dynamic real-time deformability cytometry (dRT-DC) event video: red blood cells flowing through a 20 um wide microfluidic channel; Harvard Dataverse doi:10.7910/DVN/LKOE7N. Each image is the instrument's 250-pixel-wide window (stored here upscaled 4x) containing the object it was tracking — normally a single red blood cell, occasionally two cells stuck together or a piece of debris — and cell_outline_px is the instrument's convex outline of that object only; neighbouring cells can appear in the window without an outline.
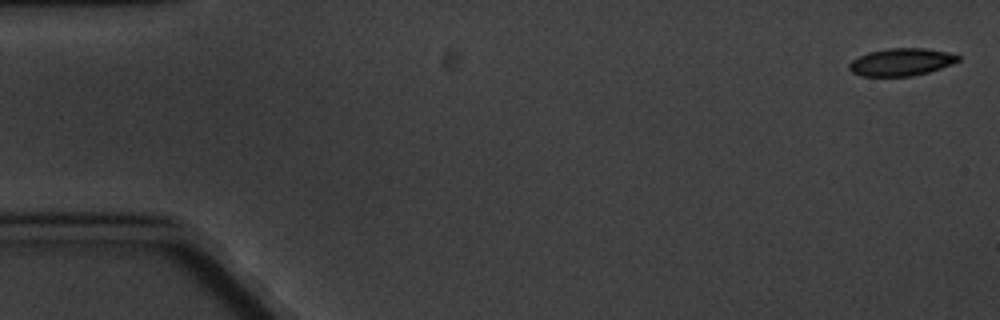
{"species": "common noctule bat (a hibernating species)", "species_latin": "Nyctalus noctula", "temperature_condition": "cold", "stored_images_in_passage": 8, "camera_frame_rate_fps": 3000, "um_per_image_px": 0.085, "animal": {"sex": "male", "body_mass_g": 20.1, "forearm_length_mm": 53.5}, "frame": {"image": 1, "passage_image": 1, "time_ms": 0.0, "image_size_px": [1000, 320], "cell_outline_px": [[960, 60], [952, 64], [928, 72], [912, 76], [864, 76], [852, 72], [848, 68], [848, 64], [852, 60], [868, 52], [888, 48], [924, 48], [948, 52], [960, 56]], "centroid_in_image_um": [76.61, 5.27], "position_along_channel_um": 8.4, "area_um2": 17.4}}
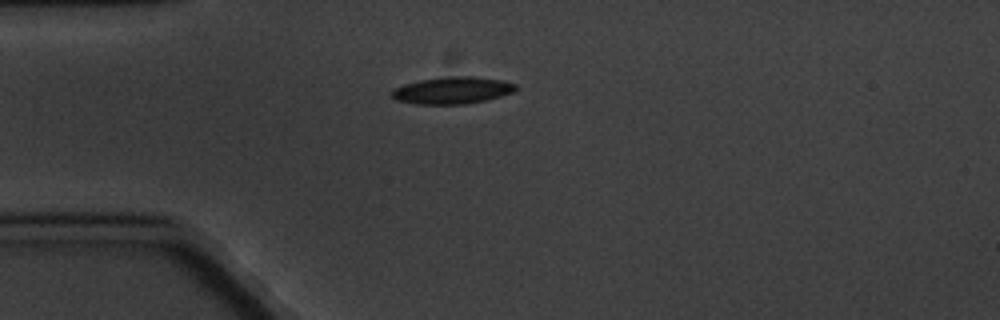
{"frame": {"image": 2, "passage_image": 5, "time_ms": 4.667, "image_size_px": [1000, 320], "cell_outline_px": [[520, 88], [516, 92], [484, 100], [464, 104], [416, 104], [396, 100], [392, 96], [392, 88], [404, 84], [420, 80], [444, 76], [472, 76], [500, 80], [516, 84]], "centroid_in_image_um": [38.46, 7.67], "position_along_channel_um": 46.5, "area_um2": 19.59}}